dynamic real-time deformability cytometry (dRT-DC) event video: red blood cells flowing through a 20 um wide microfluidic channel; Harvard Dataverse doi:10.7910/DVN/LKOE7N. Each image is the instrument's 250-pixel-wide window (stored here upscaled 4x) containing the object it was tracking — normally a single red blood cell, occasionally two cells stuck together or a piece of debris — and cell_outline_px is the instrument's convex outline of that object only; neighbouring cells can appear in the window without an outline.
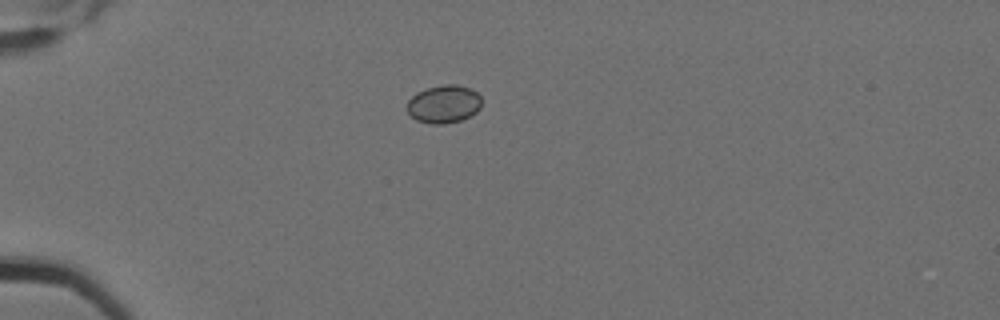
{"species": "Egyptian fruit bat (a non-hibernating species)", "species_latin": "Rousettus aegyptiacus", "temperature_condition": "cold", "stored_images_in_passage": 3, "camera_frame_rate_fps": 3000, "um_per_image_px": 0.085, "animal": {"sex": "female"}, "frame": {"image": 1, "passage_image": 1, "time_ms": 0.0, "image_size_px": [1000, 320], "cell_outline_px": [[480, 108], [476, 112], [460, 120], [444, 124], [432, 124], [416, 120], [408, 112], [408, 100], [416, 92], [428, 88], [444, 84], [456, 84], [468, 88], [476, 92], [480, 96]], "centroid_in_image_um": [37.71, 8.84], "position_along_channel_um": 47.3, "area_um2": 16.3}}
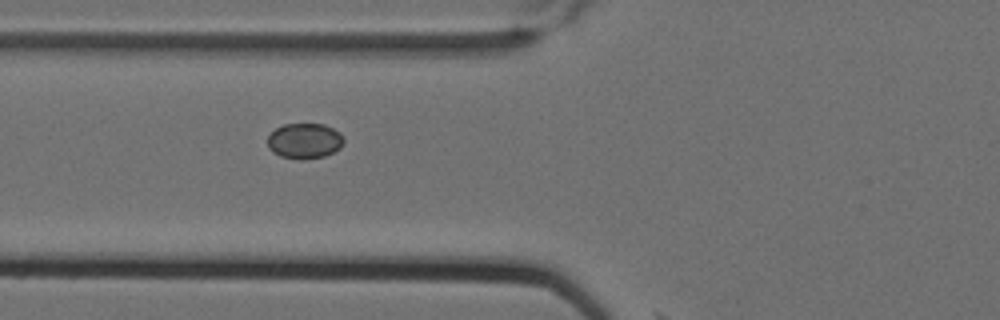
{"frame": {"image": 2, "passage_image": 3, "time_ms": 0.667, "image_size_px": [1000, 320], "cell_outline_px": [[344, 144], [340, 148], [324, 156], [304, 160], [300, 160], [280, 156], [272, 152], [268, 148], [268, 136], [276, 128], [284, 124], [324, 124], [340, 132], [344, 136]], "centroid_in_image_um": [25.9, 11.98], "position_along_channel_um": 99.9, "area_um2": 15.9}}